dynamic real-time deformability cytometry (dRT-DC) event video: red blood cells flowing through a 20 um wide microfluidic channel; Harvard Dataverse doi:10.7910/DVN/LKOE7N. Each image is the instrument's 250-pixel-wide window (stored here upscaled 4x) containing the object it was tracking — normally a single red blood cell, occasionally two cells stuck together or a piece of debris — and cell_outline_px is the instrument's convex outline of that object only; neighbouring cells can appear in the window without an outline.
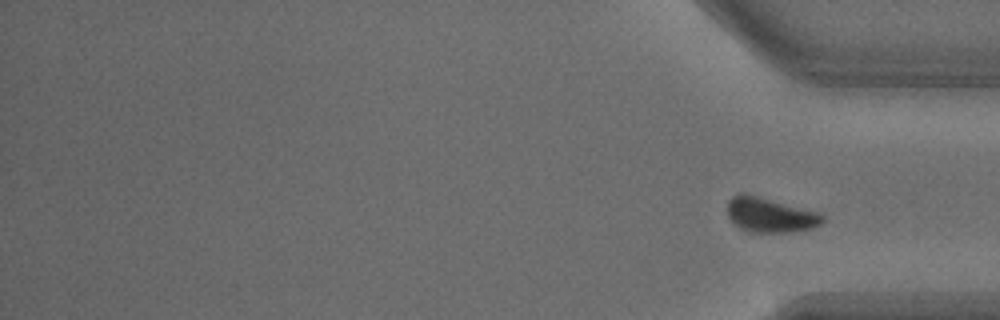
{"species": "common noctule bat (a hibernating species)", "species_latin": "Nyctalus noctula", "temperature_condition": "warm", "stored_images_in_passage": 33, "segment_of_instrument_passage": [2, 2], "camera_frame_rate_fps": 3000, "um_per_image_px": 0.085, "animal": {"sex": "male", "body_mass_g": 18.8}, "frame": {"image": 1, "passage_image": 33, "time_ms": 10.667, "image_size_px": [1000, 320], "cell_outline_px": [[824, 220], [820, 224], [812, 228], [796, 232], [748, 232], [740, 228], [728, 216], [728, 200], [732, 196], [740, 192], [744, 192], [820, 212], [824, 216]], "centroid_in_image_um": [65.47, 18.26], "position_along_channel_um": 369.7, "area_um2": 19.48}}